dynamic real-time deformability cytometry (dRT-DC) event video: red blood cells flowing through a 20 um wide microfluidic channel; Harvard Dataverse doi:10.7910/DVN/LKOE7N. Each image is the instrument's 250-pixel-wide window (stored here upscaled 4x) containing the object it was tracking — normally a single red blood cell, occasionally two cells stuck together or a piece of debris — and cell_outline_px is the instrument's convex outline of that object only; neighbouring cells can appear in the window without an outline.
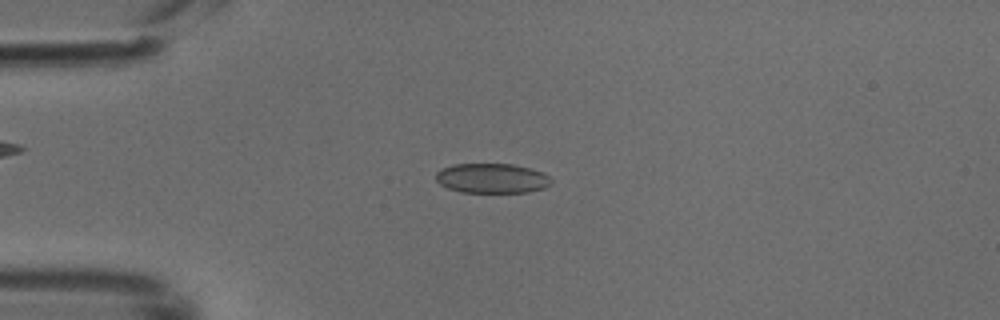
{"species": "common noctule bat (a hibernating species)", "species_latin": "Nyctalus noctula", "temperature_condition": "cold", "stored_images_in_passage": 48, "camera_frame_rate_fps": 3000, "um_per_image_px": 0.085, "animal": {"sex": "male", "body_mass_g": 18.8}, "frame": {"image": 1, "passage_image": 11, "time_ms": 3.333, "image_size_px": [1000, 320], "cell_outline_px": [[552, 184], [544, 188], [528, 192], [460, 192], [448, 188], [440, 184], [436, 180], [436, 172], [440, 168], [452, 164], [512, 164], [528, 168], [540, 172], [548, 176], [552, 180]], "centroid_in_image_um": [41.78, 15.15], "position_along_channel_um": 43.2, "area_um2": 20.0}}
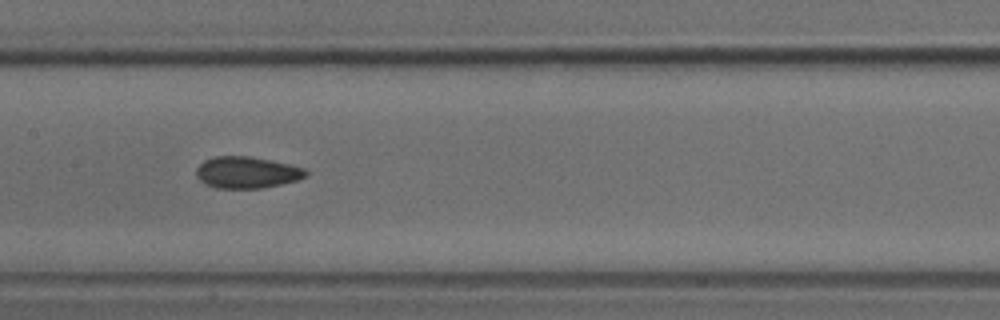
{"frame": {"image": 2, "passage_image": 23, "time_ms": 7.333, "image_size_px": [1000, 320], "cell_outline_px": [[308, 176], [296, 180], [264, 188], [216, 188], [204, 184], [196, 176], [196, 168], [204, 160], [216, 156], [248, 156], [288, 164], [304, 168], [308, 172]], "centroid_in_image_um": [20.95, 14.66], "position_along_channel_um": 186.4, "area_um2": 20.11}}
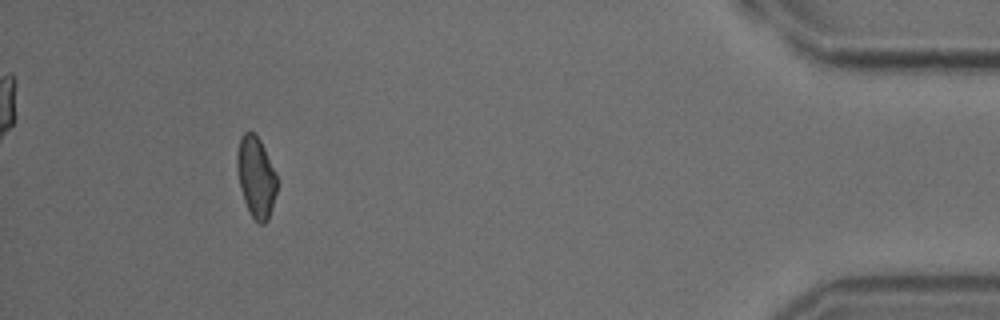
{"frame": {"image": 3, "passage_image": 44, "time_ms": 14.333, "image_size_px": [1000, 320], "cell_outline_px": [[276, 192], [272, 208], [268, 220], [264, 224], [260, 224], [252, 216], [244, 200], [240, 188], [236, 168], [236, 156], [240, 140], [244, 132], [252, 132], [260, 140], [276, 172]], "centroid_in_image_um": [21.76, 15.05], "position_along_channel_um": 413.4, "area_um2": 18.61}}